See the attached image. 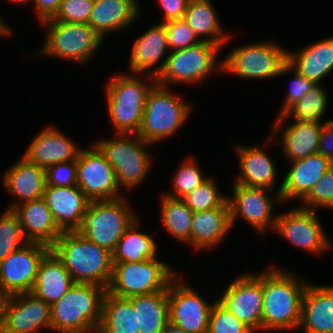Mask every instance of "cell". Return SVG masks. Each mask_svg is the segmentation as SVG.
Masks as SVG:
<instances>
[{
  "label": "cell",
  "instance_id": "cell-34",
  "mask_svg": "<svg viewBox=\"0 0 333 333\" xmlns=\"http://www.w3.org/2000/svg\"><path fill=\"white\" fill-rule=\"evenodd\" d=\"M140 222L137 218L124 232L112 252L113 262H139L156 258L157 242L151 235L138 229Z\"/></svg>",
  "mask_w": 333,
  "mask_h": 333
},
{
  "label": "cell",
  "instance_id": "cell-16",
  "mask_svg": "<svg viewBox=\"0 0 333 333\" xmlns=\"http://www.w3.org/2000/svg\"><path fill=\"white\" fill-rule=\"evenodd\" d=\"M81 148L76 160L77 186L90 201L117 199L123 195L116 174L104 154L93 143ZM88 148V149H87Z\"/></svg>",
  "mask_w": 333,
  "mask_h": 333
},
{
  "label": "cell",
  "instance_id": "cell-31",
  "mask_svg": "<svg viewBox=\"0 0 333 333\" xmlns=\"http://www.w3.org/2000/svg\"><path fill=\"white\" fill-rule=\"evenodd\" d=\"M74 283L61 260L50 250L40 262L31 293L51 306L65 295Z\"/></svg>",
  "mask_w": 333,
  "mask_h": 333
},
{
  "label": "cell",
  "instance_id": "cell-53",
  "mask_svg": "<svg viewBox=\"0 0 333 333\" xmlns=\"http://www.w3.org/2000/svg\"><path fill=\"white\" fill-rule=\"evenodd\" d=\"M7 1H10V3L12 4V3H16V4H22V5H24L25 3H32V0H7Z\"/></svg>",
  "mask_w": 333,
  "mask_h": 333
},
{
  "label": "cell",
  "instance_id": "cell-7",
  "mask_svg": "<svg viewBox=\"0 0 333 333\" xmlns=\"http://www.w3.org/2000/svg\"><path fill=\"white\" fill-rule=\"evenodd\" d=\"M41 25L45 26L46 35L37 55L43 57H54L85 66L104 42L89 24L45 20Z\"/></svg>",
  "mask_w": 333,
  "mask_h": 333
},
{
  "label": "cell",
  "instance_id": "cell-37",
  "mask_svg": "<svg viewBox=\"0 0 333 333\" xmlns=\"http://www.w3.org/2000/svg\"><path fill=\"white\" fill-rule=\"evenodd\" d=\"M324 85L315 86L305 96L294 104L284 115L285 119L299 122L318 121L324 117L328 109L329 97ZM328 103V104H327Z\"/></svg>",
  "mask_w": 333,
  "mask_h": 333
},
{
  "label": "cell",
  "instance_id": "cell-13",
  "mask_svg": "<svg viewBox=\"0 0 333 333\" xmlns=\"http://www.w3.org/2000/svg\"><path fill=\"white\" fill-rule=\"evenodd\" d=\"M318 211L297 208L278 214L274 232L303 251L320 256L333 247L318 217ZM332 245V246H331Z\"/></svg>",
  "mask_w": 333,
  "mask_h": 333
},
{
  "label": "cell",
  "instance_id": "cell-49",
  "mask_svg": "<svg viewBox=\"0 0 333 333\" xmlns=\"http://www.w3.org/2000/svg\"><path fill=\"white\" fill-rule=\"evenodd\" d=\"M62 0H32L39 22L52 18L58 11Z\"/></svg>",
  "mask_w": 333,
  "mask_h": 333
},
{
  "label": "cell",
  "instance_id": "cell-39",
  "mask_svg": "<svg viewBox=\"0 0 333 333\" xmlns=\"http://www.w3.org/2000/svg\"><path fill=\"white\" fill-rule=\"evenodd\" d=\"M214 177H209L203 184L195 187L182 200L193 212H201L214 208H229L227 195L221 193Z\"/></svg>",
  "mask_w": 333,
  "mask_h": 333
},
{
  "label": "cell",
  "instance_id": "cell-43",
  "mask_svg": "<svg viewBox=\"0 0 333 333\" xmlns=\"http://www.w3.org/2000/svg\"><path fill=\"white\" fill-rule=\"evenodd\" d=\"M164 24L170 52L185 49L201 42L184 18L170 20Z\"/></svg>",
  "mask_w": 333,
  "mask_h": 333
},
{
  "label": "cell",
  "instance_id": "cell-2",
  "mask_svg": "<svg viewBox=\"0 0 333 333\" xmlns=\"http://www.w3.org/2000/svg\"><path fill=\"white\" fill-rule=\"evenodd\" d=\"M108 80L105 85V101L109 125L114 127L115 133L137 134L142 123L148 94L157 83L156 78L149 75L129 74L125 71V73L112 74Z\"/></svg>",
  "mask_w": 333,
  "mask_h": 333
},
{
  "label": "cell",
  "instance_id": "cell-27",
  "mask_svg": "<svg viewBox=\"0 0 333 333\" xmlns=\"http://www.w3.org/2000/svg\"><path fill=\"white\" fill-rule=\"evenodd\" d=\"M43 198L62 231H76L90 203L77 185L70 187L46 185Z\"/></svg>",
  "mask_w": 333,
  "mask_h": 333
},
{
  "label": "cell",
  "instance_id": "cell-10",
  "mask_svg": "<svg viewBox=\"0 0 333 333\" xmlns=\"http://www.w3.org/2000/svg\"><path fill=\"white\" fill-rule=\"evenodd\" d=\"M221 48L201 41L185 49L170 52L165 66L156 78L159 85L172 87L180 84H202L213 72L222 73Z\"/></svg>",
  "mask_w": 333,
  "mask_h": 333
},
{
  "label": "cell",
  "instance_id": "cell-21",
  "mask_svg": "<svg viewBox=\"0 0 333 333\" xmlns=\"http://www.w3.org/2000/svg\"><path fill=\"white\" fill-rule=\"evenodd\" d=\"M261 145H235V153L238 159L239 173L234 183L247 187L266 188L269 190L281 191L282 181L276 187L277 165ZM265 150V151H264ZM277 188V189H275Z\"/></svg>",
  "mask_w": 333,
  "mask_h": 333
},
{
  "label": "cell",
  "instance_id": "cell-50",
  "mask_svg": "<svg viewBox=\"0 0 333 333\" xmlns=\"http://www.w3.org/2000/svg\"><path fill=\"white\" fill-rule=\"evenodd\" d=\"M8 299V295L0 290V333L2 330L3 322H4V313H5V305Z\"/></svg>",
  "mask_w": 333,
  "mask_h": 333
},
{
  "label": "cell",
  "instance_id": "cell-17",
  "mask_svg": "<svg viewBox=\"0 0 333 333\" xmlns=\"http://www.w3.org/2000/svg\"><path fill=\"white\" fill-rule=\"evenodd\" d=\"M50 250L44 244L28 242L1 260L0 290L8 296L32 292L40 262Z\"/></svg>",
  "mask_w": 333,
  "mask_h": 333
},
{
  "label": "cell",
  "instance_id": "cell-33",
  "mask_svg": "<svg viewBox=\"0 0 333 333\" xmlns=\"http://www.w3.org/2000/svg\"><path fill=\"white\" fill-rule=\"evenodd\" d=\"M137 311L140 333H162L169 323L168 289L127 298Z\"/></svg>",
  "mask_w": 333,
  "mask_h": 333
},
{
  "label": "cell",
  "instance_id": "cell-8",
  "mask_svg": "<svg viewBox=\"0 0 333 333\" xmlns=\"http://www.w3.org/2000/svg\"><path fill=\"white\" fill-rule=\"evenodd\" d=\"M126 199V196H122L117 199L90 201L76 231L112 253L124 232L140 218L132 211L130 202Z\"/></svg>",
  "mask_w": 333,
  "mask_h": 333
},
{
  "label": "cell",
  "instance_id": "cell-44",
  "mask_svg": "<svg viewBox=\"0 0 333 333\" xmlns=\"http://www.w3.org/2000/svg\"><path fill=\"white\" fill-rule=\"evenodd\" d=\"M288 72H293L294 77L291 80L290 88L284 98L282 105L280 106L277 116L284 115L294 104L300 101L305 94H307L314 86L315 82L308 80L296 70H294L288 63H286L281 71L280 75L288 74Z\"/></svg>",
  "mask_w": 333,
  "mask_h": 333
},
{
  "label": "cell",
  "instance_id": "cell-3",
  "mask_svg": "<svg viewBox=\"0 0 333 333\" xmlns=\"http://www.w3.org/2000/svg\"><path fill=\"white\" fill-rule=\"evenodd\" d=\"M75 283L108 287L113 269L112 253L77 231H63L51 247Z\"/></svg>",
  "mask_w": 333,
  "mask_h": 333
},
{
  "label": "cell",
  "instance_id": "cell-22",
  "mask_svg": "<svg viewBox=\"0 0 333 333\" xmlns=\"http://www.w3.org/2000/svg\"><path fill=\"white\" fill-rule=\"evenodd\" d=\"M41 130L22 154L27 161L46 169L57 163L77 160L81 146L73 139L55 125H47Z\"/></svg>",
  "mask_w": 333,
  "mask_h": 333
},
{
  "label": "cell",
  "instance_id": "cell-11",
  "mask_svg": "<svg viewBox=\"0 0 333 333\" xmlns=\"http://www.w3.org/2000/svg\"><path fill=\"white\" fill-rule=\"evenodd\" d=\"M269 39L238 45L222 59V74L247 80H270L280 75L287 63V48ZM264 79V80H263Z\"/></svg>",
  "mask_w": 333,
  "mask_h": 333
},
{
  "label": "cell",
  "instance_id": "cell-14",
  "mask_svg": "<svg viewBox=\"0 0 333 333\" xmlns=\"http://www.w3.org/2000/svg\"><path fill=\"white\" fill-rule=\"evenodd\" d=\"M182 276L178 274L168 286L169 322L186 333H207L209 315L217 297L209 303Z\"/></svg>",
  "mask_w": 333,
  "mask_h": 333
},
{
  "label": "cell",
  "instance_id": "cell-29",
  "mask_svg": "<svg viewBox=\"0 0 333 333\" xmlns=\"http://www.w3.org/2000/svg\"><path fill=\"white\" fill-rule=\"evenodd\" d=\"M287 63L308 80L321 84L322 79L333 72V36L296 51L287 50Z\"/></svg>",
  "mask_w": 333,
  "mask_h": 333
},
{
  "label": "cell",
  "instance_id": "cell-35",
  "mask_svg": "<svg viewBox=\"0 0 333 333\" xmlns=\"http://www.w3.org/2000/svg\"><path fill=\"white\" fill-rule=\"evenodd\" d=\"M97 333H140L137 328V311L127 298L108 292L103 299L102 321Z\"/></svg>",
  "mask_w": 333,
  "mask_h": 333
},
{
  "label": "cell",
  "instance_id": "cell-48",
  "mask_svg": "<svg viewBox=\"0 0 333 333\" xmlns=\"http://www.w3.org/2000/svg\"><path fill=\"white\" fill-rule=\"evenodd\" d=\"M318 153L333 162V119L324 121L319 138Z\"/></svg>",
  "mask_w": 333,
  "mask_h": 333
},
{
  "label": "cell",
  "instance_id": "cell-45",
  "mask_svg": "<svg viewBox=\"0 0 333 333\" xmlns=\"http://www.w3.org/2000/svg\"><path fill=\"white\" fill-rule=\"evenodd\" d=\"M94 0H62L55 15L47 20L88 24Z\"/></svg>",
  "mask_w": 333,
  "mask_h": 333
},
{
  "label": "cell",
  "instance_id": "cell-1",
  "mask_svg": "<svg viewBox=\"0 0 333 333\" xmlns=\"http://www.w3.org/2000/svg\"><path fill=\"white\" fill-rule=\"evenodd\" d=\"M290 270L268 265L263 270V311L261 331L298 330L301 304L308 281Z\"/></svg>",
  "mask_w": 333,
  "mask_h": 333
},
{
  "label": "cell",
  "instance_id": "cell-52",
  "mask_svg": "<svg viewBox=\"0 0 333 333\" xmlns=\"http://www.w3.org/2000/svg\"><path fill=\"white\" fill-rule=\"evenodd\" d=\"M162 333H186L184 330L172 325L170 322L166 325Z\"/></svg>",
  "mask_w": 333,
  "mask_h": 333
},
{
  "label": "cell",
  "instance_id": "cell-51",
  "mask_svg": "<svg viewBox=\"0 0 333 333\" xmlns=\"http://www.w3.org/2000/svg\"><path fill=\"white\" fill-rule=\"evenodd\" d=\"M0 17V37H10L13 35V30L10 25L8 26L7 22Z\"/></svg>",
  "mask_w": 333,
  "mask_h": 333
},
{
  "label": "cell",
  "instance_id": "cell-24",
  "mask_svg": "<svg viewBox=\"0 0 333 333\" xmlns=\"http://www.w3.org/2000/svg\"><path fill=\"white\" fill-rule=\"evenodd\" d=\"M3 175V188L14 197L6 209L13 210L19 204L43 197L46 187L45 169L30 163L23 156Z\"/></svg>",
  "mask_w": 333,
  "mask_h": 333
},
{
  "label": "cell",
  "instance_id": "cell-41",
  "mask_svg": "<svg viewBox=\"0 0 333 333\" xmlns=\"http://www.w3.org/2000/svg\"><path fill=\"white\" fill-rule=\"evenodd\" d=\"M207 333H254L218 300L212 306Z\"/></svg>",
  "mask_w": 333,
  "mask_h": 333
},
{
  "label": "cell",
  "instance_id": "cell-18",
  "mask_svg": "<svg viewBox=\"0 0 333 333\" xmlns=\"http://www.w3.org/2000/svg\"><path fill=\"white\" fill-rule=\"evenodd\" d=\"M270 135L265 139V146L274 141L281 144L284 156L289 162L297 161L318 153L319 138L324 122L321 120L299 122L276 116ZM278 133L281 143L278 139ZM275 139V140H274ZM267 143V144H266Z\"/></svg>",
  "mask_w": 333,
  "mask_h": 333
},
{
  "label": "cell",
  "instance_id": "cell-36",
  "mask_svg": "<svg viewBox=\"0 0 333 333\" xmlns=\"http://www.w3.org/2000/svg\"><path fill=\"white\" fill-rule=\"evenodd\" d=\"M160 222L165 231L174 239L190 246V230L193 211L182 199L164 194L160 196Z\"/></svg>",
  "mask_w": 333,
  "mask_h": 333
},
{
  "label": "cell",
  "instance_id": "cell-5",
  "mask_svg": "<svg viewBox=\"0 0 333 333\" xmlns=\"http://www.w3.org/2000/svg\"><path fill=\"white\" fill-rule=\"evenodd\" d=\"M183 96L156 83L148 94L137 135L153 146L175 136L194 112L192 103Z\"/></svg>",
  "mask_w": 333,
  "mask_h": 333
},
{
  "label": "cell",
  "instance_id": "cell-47",
  "mask_svg": "<svg viewBox=\"0 0 333 333\" xmlns=\"http://www.w3.org/2000/svg\"><path fill=\"white\" fill-rule=\"evenodd\" d=\"M189 2L190 0H157L160 10L164 12L161 23L183 18Z\"/></svg>",
  "mask_w": 333,
  "mask_h": 333
},
{
  "label": "cell",
  "instance_id": "cell-25",
  "mask_svg": "<svg viewBox=\"0 0 333 333\" xmlns=\"http://www.w3.org/2000/svg\"><path fill=\"white\" fill-rule=\"evenodd\" d=\"M290 163L289 170L286 174L284 172L280 191L285 204L295 199L302 201L333 164L319 153Z\"/></svg>",
  "mask_w": 333,
  "mask_h": 333
},
{
  "label": "cell",
  "instance_id": "cell-32",
  "mask_svg": "<svg viewBox=\"0 0 333 333\" xmlns=\"http://www.w3.org/2000/svg\"><path fill=\"white\" fill-rule=\"evenodd\" d=\"M184 20L193 29L200 41L218 45L221 49L233 38L232 33L224 31L216 8L211 0H190Z\"/></svg>",
  "mask_w": 333,
  "mask_h": 333
},
{
  "label": "cell",
  "instance_id": "cell-15",
  "mask_svg": "<svg viewBox=\"0 0 333 333\" xmlns=\"http://www.w3.org/2000/svg\"><path fill=\"white\" fill-rule=\"evenodd\" d=\"M218 301L254 333L261 332L263 311V270L258 273L244 272L237 275Z\"/></svg>",
  "mask_w": 333,
  "mask_h": 333
},
{
  "label": "cell",
  "instance_id": "cell-26",
  "mask_svg": "<svg viewBox=\"0 0 333 333\" xmlns=\"http://www.w3.org/2000/svg\"><path fill=\"white\" fill-rule=\"evenodd\" d=\"M298 330L303 333H333V284L308 282L302 297Z\"/></svg>",
  "mask_w": 333,
  "mask_h": 333
},
{
  "label": "cell",
  "instance_id": "cell-38",
  "mask_svg": "<svg viewBox=\"0 0 333 333\" xmlns=\"http://www.w3.org/2000/svg\"><path fill=\"white\" fill-rule=\"evenodd\" d=\"M193 156H188L179 164L174 172L171 182L172 191L163 193L168 197L182 199L186 194L195 187L203 184L209 177L203 174L202 168ZM172 192V193H171Z\"/></svg>",
  "mask_w": 333,
  "mask_h": 333
},
{
  "label": "cell",
  "instance_id": "cell-12",
  "mask_svg": "<svg viewBox=\"0 0 333 333\" xmlns=\"http://www.w3.org/2000/svg\"><path fill=\"white\" fill-rule=\"evenodd\" d=\"M232 196L227 194V203L232 228L237 220L246 221L260 237L274 231L278 213L275 205L284 204L280 192L266 188L247 187L232 182ZM273 194V195H272ZM275 194V195H274Z\"/></svg>",
  "mask_w": 333,
  "mask_h": 333
},
{
  "label": "cell",
  "instance_id": "cell-40",
  "mask_svg": "<svg viewBox=\"0 0 333 333\" xmlns=\"http://www.w3.org/2000/svg\"><path fill=\"white\" fill-rule=\"evenodd\" d=\"M27 243L18 215L5 209L0 215V261Z\"/></svg>",
  "mask_w": 333,
  "mask_h": 333
},
{
  "label": "cell",
  "instance_id": "cell-6",
  "mask_svg": "<svg viewBox=\"0 0 333 333\" xmlns=\"http://www.w3.org/2000/svg\"><path fill=\"white\" fill-rule=\"evenodd\" d=\"M94 144L112 166L119 189L132 191L147 179L153 167L150 144L137 134L116 133L115 138H101Z\"/></svg>",
  "mask_w": 333,
  "mask_h": 333
},
{
  "label": "cell",
  "instance_id": "cell-30",
  "mask_svg": "<svg viewBox=\"0 0 333 333\" xmlns=\"http://www.w3.org/2000/svg\"><path fill=\"white\" fill-rule=\"evenodd\" d=\"M232 231L229 208L193 212L190 246L195 251L214 250Z\"/></svg>",
  "mask_w": 333,
  "mask_h": 333
},
{
  "label": "cell",
  "instance_id": "cell-20",
  "mask_svg": "<svg viewBox=\"0 0 333 333\" xmlns=\"http://www.w3.org/2000/svg\"><path fill=\"white\" fill-rule=\"evenodd\" d=\"M169 54L165 24L156 23L135 38L129 55L128 73L157 78Z\"/></svg>",
  "mask_w": 333,
  "mask_h": 333
},
{
  "label": "cell",
  "instance_id": "cell-23",
  "mask_svg": "<svg viewBox=\"0 0 333 333\" xmlns=\"http://www.w3.org/2000/svg\"><path fill=\"white\" fill-rule=\"evenodd\" d=\"M139 0H94L88 24L105 40L133 27L140 18Z\"/></svg>",
  "mask_w": 333,
  "mask_h": 333
},
{
  "label": "cell",
  "instance_id": "cell-9",
  "mask_svg": "<svg viewBox=\"0 0 333 333\" xmlns=\"http://www.w3.org/2000/svg\"><path fill=\"white\" fill-rule=\"evenodd\" d=\"M173 268L159 257L139 262H113L112 276L106 290L119 298L165 291L180 274Z\"/></svg>",
  "mask_w": 333,
  "mask_h": 333
},
{
  "label": "cell",
  "instance_id": "cell-19",
  "mask_svg": "<svg viewBox=\"0 0 333 333\" xmlns=\"http://www.w3.org/2000/svg\"><path fill=\"white\" fill-rule=\"evenodd\" d=\"M51 331V306L31 292L8 296L1 333Z\"/></svg>",
  "mask_w": 333,
  "mask_h": 333
},
{
  "label": "cell",
  "instance_id": "cell-4",
  "mask_svg": "<svg viewBox=\"0 0 333 333\" xmlns=\"http://www.w3.org/2000/svg\"><path fill=\"white\" fill-rule=\"evenodd\" d=\"M106 292V288L96 284L74 283L65 295L51 305V331L97 333Z\"/></svg>",
  "mask_w": 333,
  "mask_h": 333
},
{
  "label": "cell",
  "instance_id": "cell-46",
  "mask_svg": "<svg viewBox=\"0 0 333 333\" xmlns=\"http://www.w3.org/2000/svg\"><path fill=\"white\" fill-rule=\"evenodd\" d=\"M46 185L70 187L77 185L76 160L61 162L45 169Z\"/></svg>",
  "mask_w": 333,
  "mask_h": 333
},
{
  "label": "cell",
  "instance_id": "cell-42",
  "mask_svg": "<svg viewBox=\"0 0 333 333\" xmlns=\"http://www.w3.org/2000/svg\"><path fill=\"white\" fill-rule=\"evenodd\" d=\"M299 205L314 211L323 208L333 209V164Z\"/></svg>",
  "mask_w": 333,
  "mask_h": 333
},
{
  "label": "cell",
  "instance_id": "cell-28",
  "mask_svg": "<svg viewBox=\"0 0 333 333\" xmlns=\"http://www.w3.org/2000/svg\"><path fill=\"white\" fill-rule=\"evenodd\" d=\"M13 211L18 215L24 237L30 243L51 248L63 233L43 197L19 204Z\"/></svg>",
  "mask_w": 333,
  "mask_h": 333
}]
</instances>
